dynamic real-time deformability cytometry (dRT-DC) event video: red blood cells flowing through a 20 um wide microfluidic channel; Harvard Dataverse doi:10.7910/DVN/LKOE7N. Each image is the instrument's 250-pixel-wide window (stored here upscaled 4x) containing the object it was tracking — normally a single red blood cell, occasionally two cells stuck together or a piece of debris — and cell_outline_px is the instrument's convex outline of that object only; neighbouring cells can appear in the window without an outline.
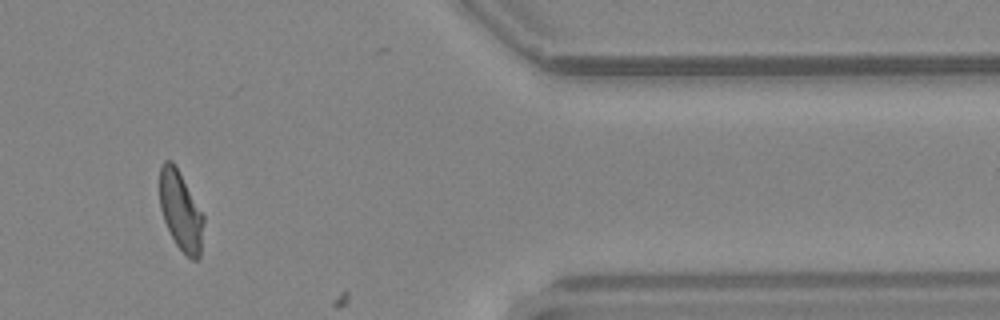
{"species": "common noctule bat (a hibernating species)", "species_latin": "Nyctalus noctula", "temperature_condition": "warm", "stored_images_in_passage": 34, "camera_frame_rate_fps": 3000, "um_per_image_px": 0.085, "animal": {"sex": "female", "body_mass_g": 24.6, "forearm_length_mm": 56.2}, "frame": {"image": 1, "passage_image": 30, "time_ms": 9.667, "image_size_px": [1000, 320], "cell_outline_px": [[204, 220], [200, 256], [196, 260], [192, 260], [176, 244], [164, 220], [160, 208], [160, 168], [164, 160], [172, 160], [204, 216]], "centroid_in_image_um": [15.36, 17.94], "position_along_channel_um": 396.0, "area_um2": 19.83}}